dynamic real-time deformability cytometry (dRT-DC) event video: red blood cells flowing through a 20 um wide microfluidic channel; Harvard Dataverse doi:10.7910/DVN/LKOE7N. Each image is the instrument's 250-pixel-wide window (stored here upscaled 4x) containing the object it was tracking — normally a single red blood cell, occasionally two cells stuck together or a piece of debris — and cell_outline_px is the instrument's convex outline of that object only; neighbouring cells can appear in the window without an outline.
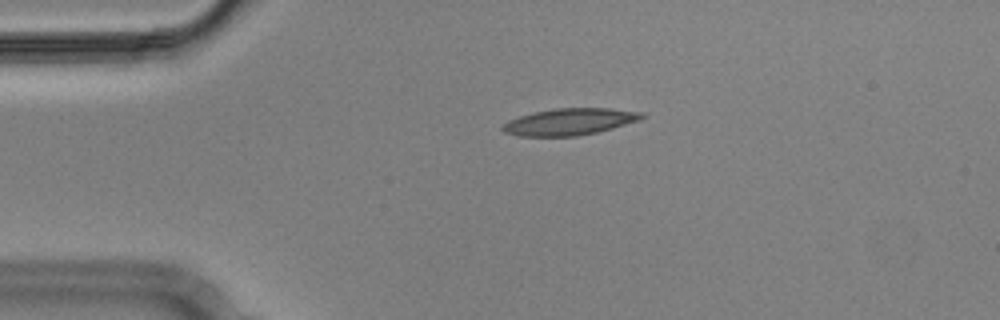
{"species": "Egyptian fruit bat (a non-hibernating species)", "species_latin": "Rousettus aegyptiacus", "temperature_condition": "cold", "stored_images_in_passage": 5, "camera_frame_rate_fps": 3000, "um_per_image_px": 0.085, "animal": {"sex": "male"}, "frame": {"image": 1, "passage_image": 4, "time_ms": 1.0, "image_size_px": [1000, 320], "cell_outline_px": [[648, 116], [640, 120], [612, 128], [596, 132], [576, 136], [520, 136], [504, 132], [500, 128], [508, 120], [532, 112], [556, 108], [608, 108], [644, 112]], "centroid_in_image_um": [48.44, 10.34], "position_along_channel_um": 36.6, "area_um2": 21.73}}